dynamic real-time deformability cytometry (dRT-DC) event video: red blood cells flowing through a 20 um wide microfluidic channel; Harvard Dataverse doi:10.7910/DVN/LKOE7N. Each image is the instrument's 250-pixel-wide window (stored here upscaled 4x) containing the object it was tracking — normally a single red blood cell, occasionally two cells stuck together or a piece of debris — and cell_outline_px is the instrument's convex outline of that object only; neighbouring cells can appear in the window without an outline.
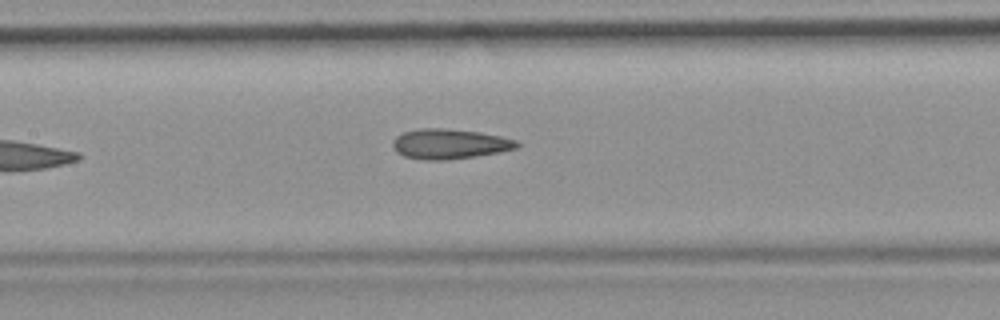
{"species": "common noctule bat (a hibernating species)", "species_latin": "Nyctalus noctula", "temperature_condition": "room temperature", "stored_images_in_passage": 7, "camera_frame_rate_fps": 3000, "um_per_image_px": 0.085, "animal": {"sex": "female", "body_mass_g": 19.9}, "frame": {"image": 1, "passage_image": 7, "time_ms": 2.0, "image_size_px": [1000, 320], "cell_outline_px": [[520, 144], [516, 148], [500, 152], [476, 156], [448, 160], [424, 160], [404, 156], [396, 152], [392, 148], [392, 140], [396, 136], [404, 132], [420, 128], [440, 128], [480, 132], [500, 136], [516, 140]], "centroid_in_image_um": [38.18, 12.24], "position_along_channel_um": 169.2, "area_um2": 21.79}}